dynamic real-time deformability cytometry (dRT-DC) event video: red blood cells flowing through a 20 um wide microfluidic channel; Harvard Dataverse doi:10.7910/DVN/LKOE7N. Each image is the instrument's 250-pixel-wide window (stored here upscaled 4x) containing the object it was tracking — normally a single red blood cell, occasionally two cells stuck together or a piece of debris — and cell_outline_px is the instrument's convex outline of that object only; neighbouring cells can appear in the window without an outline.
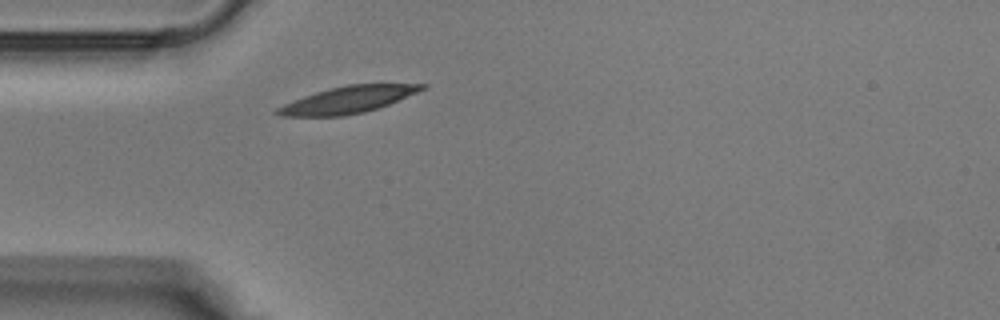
{"species": "Egyptian fruit bat (a non-hibernating species)", "species_latin": "Rousettus aegyptiacus", "temperature_condition": "warm", "stored_images_in_passage": 25, "camera_frame_rate_fps": 3000, "um_per_image_px": 0.085, "animal": {"sex": "male"}, "frame": {"image": 1, "passage_image": 1, "time_ms": 0.0, "image_size_px": [1000, 320], "cell_outline_px": [[428, 88], [388, 104], [364, 112], [344, 116], [280, 116], [272, 112], [276, 108], [284, 104], [304, 96], [316, 92], [348, 84], [428, 84]], "centroid_in_image_um": [29.57, 8.48], "position_along_channel_um": 55.4, "area_um2": 22.37}}
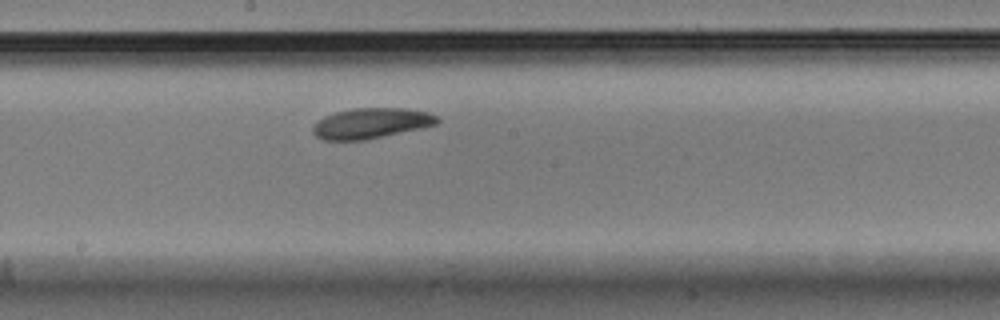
{"frame": {"image": 2, "passage_image": 11, "time_ms": 3.333, "image_size_px": [1000, 320], "cell_outline_px": [[440, 120], [436, 124], [364, 140], [324, 140], [316, 136], [312, 132], [312, 128], [324, 116], [336, 112], [352, 108], [408, 108], [428, 112], [436, 116]], "centroid_in_image_um": [31.52, 10.46], "position_along_channel_um": 216.7, "area_um2": 21.73}}
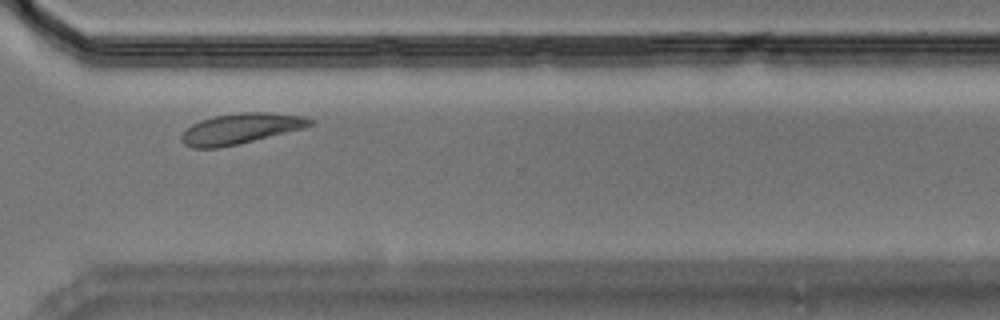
{"frame": {"image": 3, "passage_image": 19, "time_ms": 6.0, "image_size_px": [1000, 320], "cell_outline_px": [[316, 120], [312, 124], [304, 128], [220, 148], [192, 148], [184, 144], [180, 140], [180, 136], [192, 124], [200, 120], [216, 116], [240, 112], [272, 112], [304, 116]], "centroid_in_image_um": [20.46, 10.93], "position_along_channel_um": 350.1, "area_um2": 22.83}}